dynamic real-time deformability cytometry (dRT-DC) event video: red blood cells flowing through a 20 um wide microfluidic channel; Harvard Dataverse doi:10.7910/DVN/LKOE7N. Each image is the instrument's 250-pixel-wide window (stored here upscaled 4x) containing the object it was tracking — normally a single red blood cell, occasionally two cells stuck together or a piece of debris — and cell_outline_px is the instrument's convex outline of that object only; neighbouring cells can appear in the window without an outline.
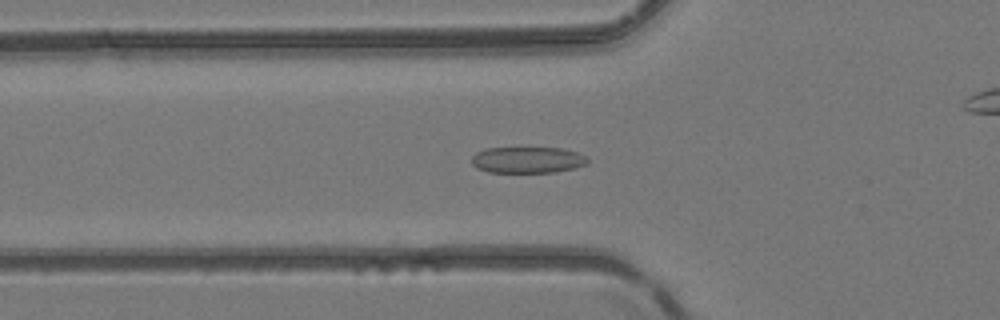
{"species": "common noctule bat (a hibernating species)", "species_latin": "Nyctalus noctula", "temperature_condition": "room temperature", "stored_images_in_passage": 51, "camera_frame_rate_fps": 3000, "um_per_image_px": 0.085, "animal": {"sex": "female", "body_mass_g": 24.6, "forearm_length_mm": 56.2}, "frame": {"image": 1, "passage_image": 18, "time_ms": 5.667, "image_size_px": [1000, 320], "cell_outline_px": [[588, 164], [576, 168], [556, 172], [488, 172], [476, 168], [472, 164], [472, 156], [476, 152], [488, 148], [560, 148], [576, 152], [584, 156], [588, 160]], "centroid_in_image_um": [44.83, 13.6], "position_along_channel_um": 81.0, "area_um2": 17.74}}
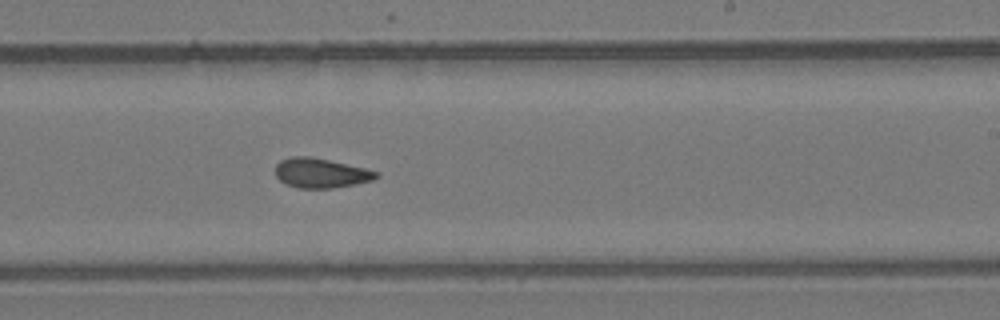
{"frame": {"image": 2, "passage_image": 31, "time_ms": 10.0, "image_size_px": [1000, 320], "cell_outline_px": [[380, 176], [372, 180], [356, 184], [332, 188], [300, 188], [284, 184], [276, 176], [276, 164], [280, 160], [292, 156], [312, 156], [364, 168], [380, 172]], "centroid_in_image_um": [27.27, 14.7], "position_along_channel_um": 261.7, "area_um2": 17.51}}
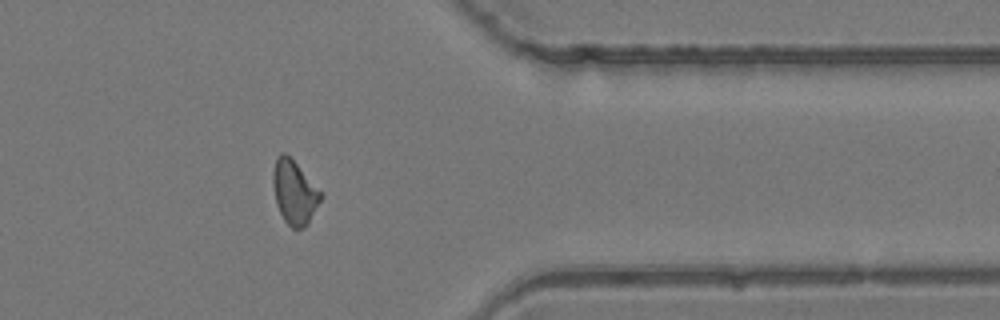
{"frame": {"image": 3, "passage_image": 41, "time_ms": 13.333, "image_size_px": [1000, 320], "cell_outline_px": [[324, 196], [308, 224], [304, 228], [292, 228], [284, 220], [276, 204], [272, 184], [272, 172], [276, 156], [280, 152], [284, 152], [324, 192]], "centroid_in_image_um": [25.04, 16.34], "position_along_channel_um": 386.4, "area_um2": 18.09}, "authors_computed_cell_mechanics": {"area_um2": 17.6868, "velocity_mm_per_s": 4.1577, "shape_relaxation_time_tau1_ms": null, "shape_relaxation_time_tau2_ms": 1.8559, "deformation_change_tau1": null, "deformation_change_tau2": 0.0902}}